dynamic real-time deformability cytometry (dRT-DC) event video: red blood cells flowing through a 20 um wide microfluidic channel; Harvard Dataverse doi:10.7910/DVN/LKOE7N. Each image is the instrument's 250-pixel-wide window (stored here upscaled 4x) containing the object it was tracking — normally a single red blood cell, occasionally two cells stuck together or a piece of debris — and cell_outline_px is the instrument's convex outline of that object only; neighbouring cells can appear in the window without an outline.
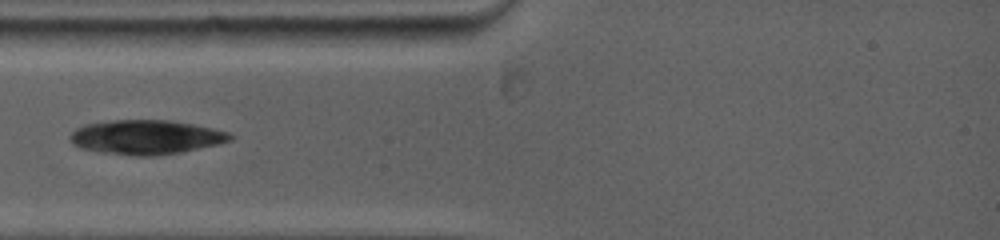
{"species": "common noctule bat (a hibernating species)", "species_latin": "Nyctalus noctula", "temperature_condition": "warm", "stored_images_in_passage": 14, "camera_frame_rate_fps": 5000, "um_per_image_px": 0.085, "animal": {"sex": "female", "body_mass_g": 19.0, "forearm_length_mm": 53.3}, "frame": {"image": 1, "passage_image": 1, "time_ms": 0.0, "image_size_px": [1000, 240], "cell_outline_px": [[232, 140], [220, 144], [180, 152], [152, 156], [136, 156], [100, 152], [80, 148], [72, 144], [68, 140], [68, 136], [76, 128], [84, 124], [112, 120], [172, 120], [212, 128], [228, 132], [232, 136]], "centroid_in_image_um": [12.37, 11.66], "position_along_channel_um": 72.6, "area_um2": 32.19}}
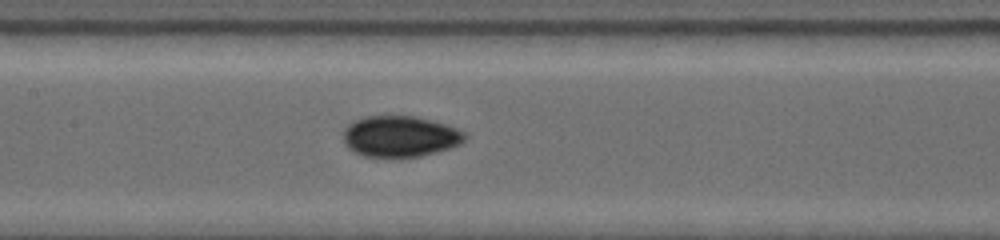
{"frame": {"image": 2, "passage_image": 7, "time_ms": 2.6, "image_size_px": [1000, 240], "cell_outline_px": [[468, 136], [460, 144], [452, 148], [420, 156], [360, 156], [352, 152], [344, 144], [344, 128], [348, 124], [364, 116], [416, 116], [444, 124], [456, 128], [464, 132]], "centroid_in_image_um": [33.99, 11.59], "position_along_channel_um": 173.4, "area_um2": 29.07}}
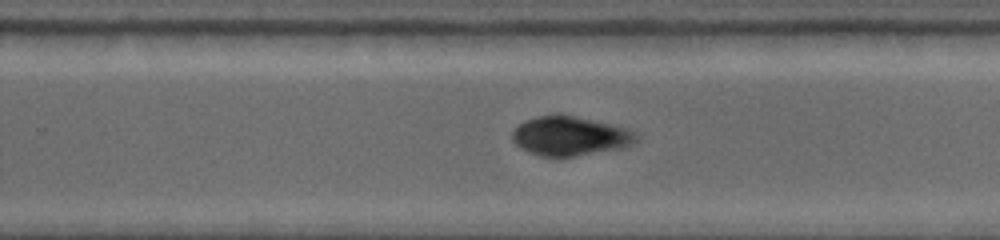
{"frame": {"image": 3, "passage_image": 14, "time_ms": 5.4, "image_size_px": [1000, 240], "cell_outline_px": [[640, 140], [624, 148], [576, 156], [540, 156], [528, 152], [520, 148], [512, 140], [512, 132], [520, 124], [528, 120], [540, 116], [572, 116], [608, 124], [624, 128], [636, 132], [640, 136]], "centroid_in_image_um": [48.49, 11.6], "position_along_channel_um": 281.3, "area_um2": 27.86}}